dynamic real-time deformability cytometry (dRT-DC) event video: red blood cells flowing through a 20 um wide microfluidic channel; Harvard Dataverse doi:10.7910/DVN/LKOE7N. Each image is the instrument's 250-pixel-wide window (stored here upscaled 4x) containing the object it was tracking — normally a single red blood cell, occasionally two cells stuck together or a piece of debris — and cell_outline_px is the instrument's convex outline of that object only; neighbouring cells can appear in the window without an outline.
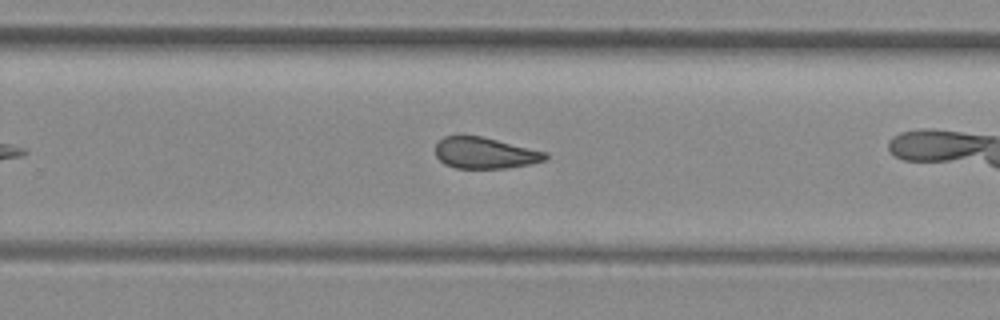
{"species": "common noctule bat (a hibernating species)", "species_latin": "Nyctalus noctula", "temperature_condition": "room temperature", "stored_images_in_passage": 28, "camera_frame_rate_fps": 3000, "um_per_image_px": 0.085, "animal": {"sex": "female", "body_mass_g": 29.2, "forearm_length_mm": 56.3}, "frame": {"image": 1, "passage_image": 20, "time_ms": 6.333, "image_size_px": [1000, 320], "cell_outline_px": [[548, 156], [544, 160], [532, 164], [508, 168], [456, 168], [444, 164], [436, 156], [436, 144], [444, 136], [460, 132], [480, 136], [548, 152]], "centroid_in_image_um": [41.18, 12.97], "position_along_channel_um": 288.6, "area_um2": 20.46}}